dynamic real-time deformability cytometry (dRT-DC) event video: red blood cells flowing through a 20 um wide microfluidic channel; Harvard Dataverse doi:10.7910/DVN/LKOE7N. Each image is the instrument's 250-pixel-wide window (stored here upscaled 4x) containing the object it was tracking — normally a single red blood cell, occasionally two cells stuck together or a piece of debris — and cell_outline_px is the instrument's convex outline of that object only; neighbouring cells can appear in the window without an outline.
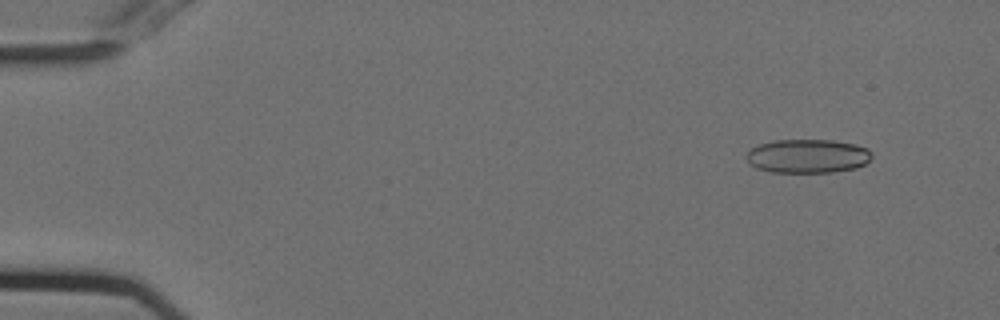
{"species": "Egyptian fruit bat (a non-hibernating species)", "species_latin": "Rousettus aegyptiacus", "temperature_condition": "cold", "stored_images_in_passage": 54, "camera_frame_rate_fps": 3000, "um_per_image_px": 0.085, "animal": {"sex": "female"}, "frame": {"image": 1, "passage_image": 5, "time_ms": 1.333, "image_size_px": [1000, 320], "cell_outline_px": [[872, 156], [864, 164], [856, 168], [832, 172], [772, 172], [756, 168], [744, 156], [752, 148], [760, 144], [772, 140], [832, 140], [856, 144], [868, 148], [872, 152]], "centroid_in_image_um": [68.66, 13.26], "position_along_channel_um": 16.3, "area_um2": 24.74}}
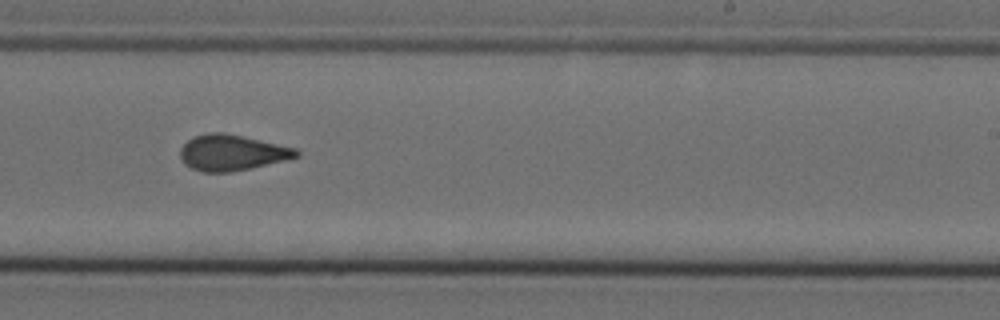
{"frame": {"image": 2, "passage_image": 34, "time_ms": 11.0, "image_size_px": [1000, 320], "cell_outline_px": [[300, 156], [232, 172], [204, 172], [192, 168], [184, 164], [180, 160], [180, 148], [188, 140], [196, 136], [208, 132], [224, 132], [244, 136], [296, 148], [300, 152]], "centroid_in_image_um": [19.69, 12.97], "position_along_channel_um": 269.3, "area_um2": 24.16}}
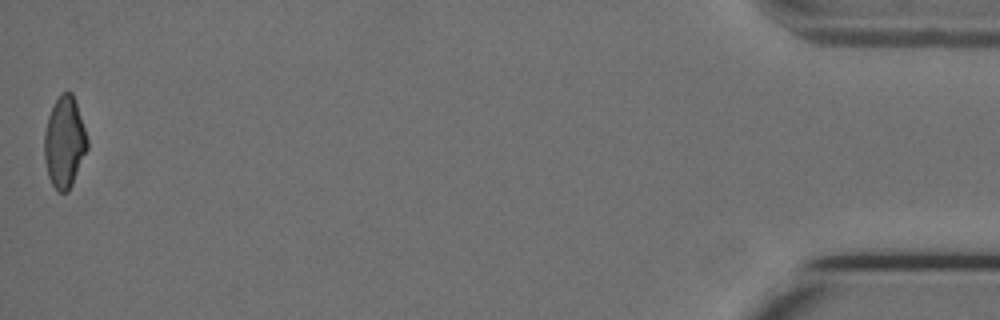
{"frame": {"image": 3, "passage_image": 54, "time_ms": 17.667, "image_size_px": [1000, 320], "cell_outline_px": [[88, 148], [72, 184], [68, 192], [56, 192], [48, 176], [44, 160], [44, 132], [48, 116], [60, 92], [72, 92], [88, 140]], "centroid_in_image_um": [5.46, 12.11], "position_along_channel_um": 429.7, "area_um2": 22.77}, "authors_computed_cell_mechanics": {"area_um2": 24.1315, "velocity_mm_per_s": 3.7476, "shape_relaxation_time_tau1_ms": null, "shape_relaxation_time_tau2_ms": 1.3859, "deformation_change_tau1": null, "deformation_change_tau2": 0.0776}}